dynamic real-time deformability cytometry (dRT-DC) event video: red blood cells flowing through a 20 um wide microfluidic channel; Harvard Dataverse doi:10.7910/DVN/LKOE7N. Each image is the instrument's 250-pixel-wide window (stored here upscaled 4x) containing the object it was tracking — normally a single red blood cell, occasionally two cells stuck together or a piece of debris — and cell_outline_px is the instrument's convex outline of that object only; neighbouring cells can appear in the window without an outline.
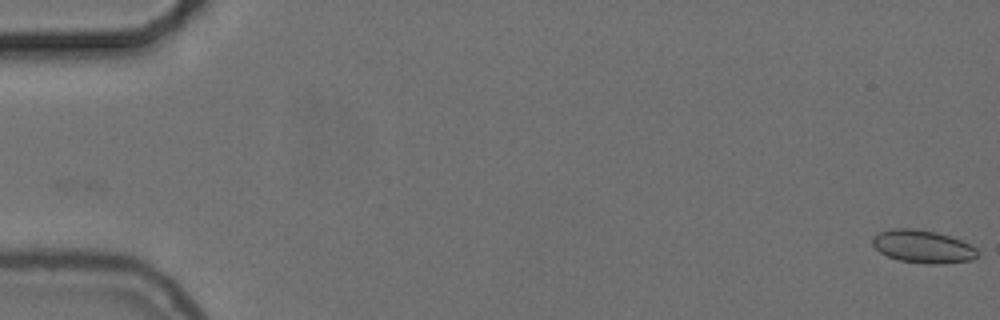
{"species": "common noctule bat (a hibernating species)", "species_latin": "Nyctalus noctula", "temperature_condition": "cold", "stored_images_in_passage": 56, "camera_frame_rate_fps": 3000, "um_per_image_px": 0.085, "animal": {"sex": "female", "body_mass_g": 24.6, "forearm_length_mm": 56.2}, "frame": {"image": 1, "passage_image": 1, "time_ms": 0.0, "image_size_px": [1000, 320], "cell_outline_px": [[976, 256], [972, 260], [944, 264], [924, 264], [900, 260], [888, 256], [880, 252], [872, 244], [872, 236], [880, 232], [892, 228], [916, 228], [936, 232], [960, 240], [976, 248]], "centroid_in_image_um": [78.41, 20.95], "position_along_channel_um": 6.6, "area_um2": 20.06}}
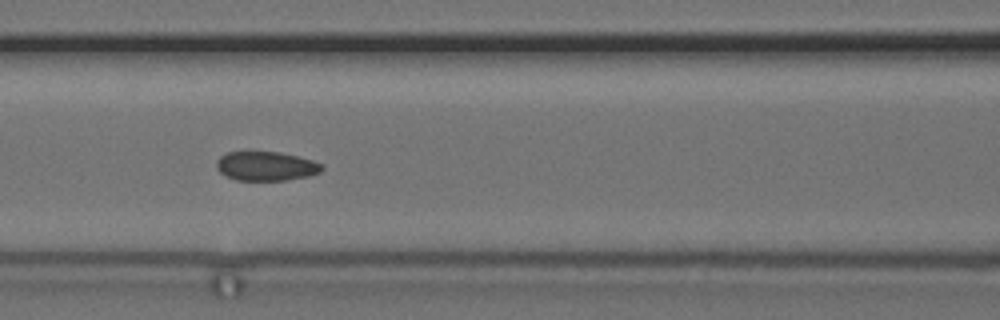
{"frame": {"image": 2, "passage_image": 25, "time_ms": 8.0, "image_size_px": [1000, 320], "cell_outline_px": [[324, 168], [320, 172], [308, 176], [284, 180], [236, 180], [220, 172], [216, 168], [216, 160], [220, 156], [228, 152], [280, 152], [312, 160], [324, 164]], "centroid_in_image_um": [22.62, 14.12], "position_along_channel_um": 144.0, "area_um2": 17.86}}
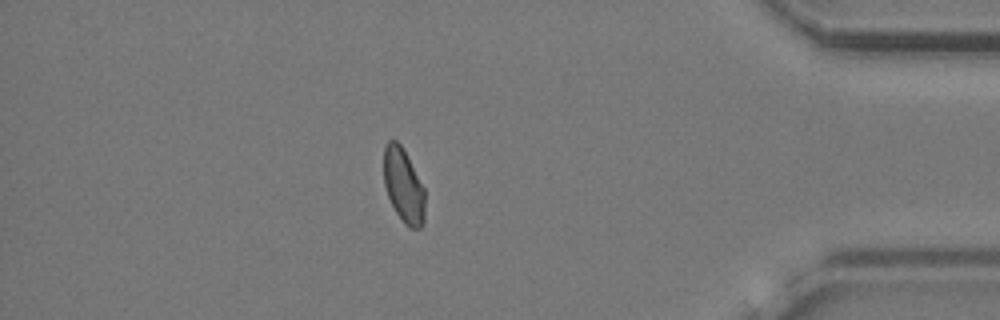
{"frame": {"image": 3, "passage_image": 49, "time_ms": 16.0, "image_size_px": [1000, 320], "cell_outline_px": [[424, 224], [420, 228], [408, 228], [404, 224], [396, 212], [388, 196], [384, 184], [384, 148], [388, 140], [396, 140], [400, 144], [424, 188]], "centroid_in_image_um": [34.29, 15.81], "position_along_channel_um": 400.9, "area_um2": 17.57}, "authors_computed_cell_mechanics": {"area_um2": 18.3226, "velocity_mm_per_s": 3.7024, "shape_relaxation_time_tau1_ms": null, "shape_relaxation_time_tau2_ms": 0.9905, "deformation_change_tau1": null, "deformation_change_tau2": 0.0503}}